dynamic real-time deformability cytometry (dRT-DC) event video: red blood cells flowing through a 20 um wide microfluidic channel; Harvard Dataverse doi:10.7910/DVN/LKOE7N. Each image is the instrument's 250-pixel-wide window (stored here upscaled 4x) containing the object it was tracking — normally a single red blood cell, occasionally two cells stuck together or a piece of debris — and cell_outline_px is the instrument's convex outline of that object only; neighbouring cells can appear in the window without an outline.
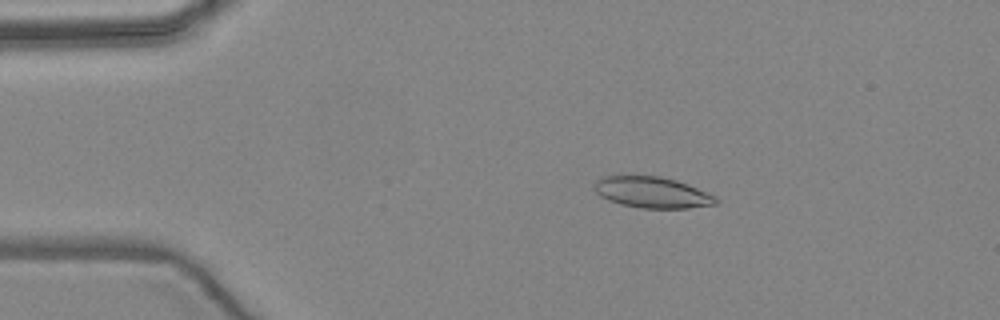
{"species": "common noctule bat (a hibernating species)", "species_latin": "Nyctalus noctula", "temperature_condition": "warm", "stored_images_in_passage": 5, "camera_frame_rate_fps": 3000, "um_per_image_px": 0.085, "animal": {"sex": "female", "body_mass_g": 24.6, "forearm_length_mm": 56.2}, "frame": {"image": 1, "passage_image": 3, "time_ms": 2.667, "image_size_px": [1000, 320], "cell_outline_px": [[720, 200], [716, 204], [688, 208], [640, 208], [620, 204], [608, 200], [600, 196], [596, 192], [596, 180], [604, 176], [660, 176], [676, 180], [688, 184], [708, 192], [716, 196]], "centroid_in_image_um": [55.48, 16.36], "position_along_channel_um": 29.5, "area_um2": 22.02}}